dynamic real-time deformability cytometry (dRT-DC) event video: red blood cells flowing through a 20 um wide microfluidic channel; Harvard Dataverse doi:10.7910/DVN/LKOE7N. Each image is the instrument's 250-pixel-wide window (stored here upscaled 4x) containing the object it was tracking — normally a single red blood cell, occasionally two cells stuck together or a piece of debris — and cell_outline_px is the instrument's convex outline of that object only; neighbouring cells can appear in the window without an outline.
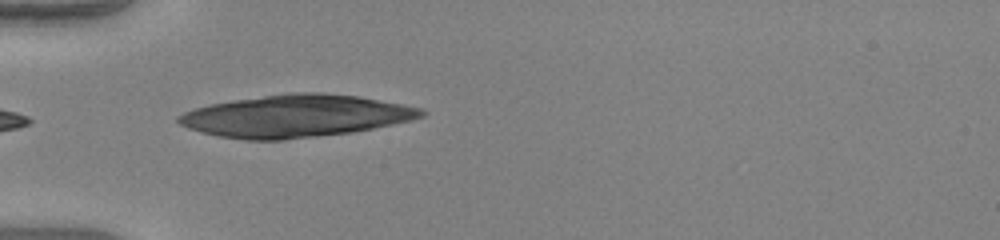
{"species": "human", "species_latin": "Homo sapiens", "temperature_condition": "warm", "stored_images_in_passage": 5, "camera_frame_rate_fps": 3000, "um_per_image_px": 0.085, "donor": {"sex": "female"}, "frame": {"image": 1, "passage_image": 1, "time_ms": 0.0, "image_size_px": [1000, 240], "cell_outline_px": [[428, 112], [424, 116], [412, 120], [352, 132], [284, 140], [244, 140], [216, 136], [188, 128], [180, 124], [176, 120], [176, 116], [184, 112], [196, 108], [212, 104], [232, 100], [288, 92], [324, 92], [360, 96], [424, 108]], "centroid_in_image_um": [25.15, 9.85], "position_along_channel_um": 59.9, "area_um2": 60.17}}
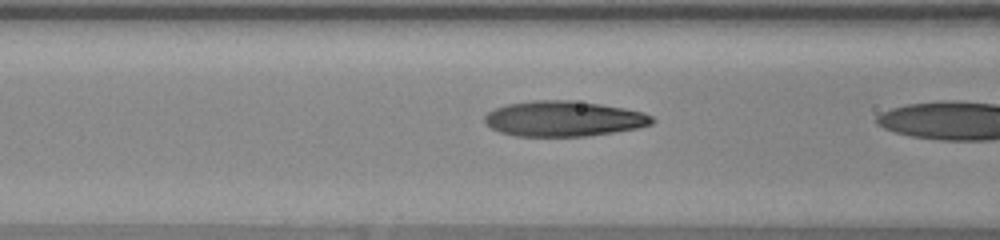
{"frame": {"image": 2, "passage_image": 3, "time_ms": 0.667, "image_size_px": [1000, 240], "cell_outline_px": [[656, 120], [652, 124], [636, 128], [612, 132], [584, 136], [516, 136], [500, 132], [484, 124], [484, 116], [488, 112], [496, 108], [508, 104], [532, 100], [572, 100], [600, 104], [624, 108], [644, 112], [652, 116]], "centroid_in_image_um": [47.9, 10.08], "position_along_channel_um": 118.7, "area_um2": 34.51}}